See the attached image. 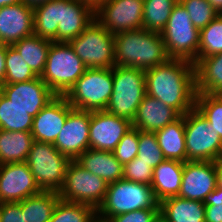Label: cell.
Listing matches in <instances>:
<instances>
[{
	"mask_svg": "<svg viewBox=\"0 0 222 222\" xmlns=\"http://www.w3.org/2000/svg\"><path fill=\"white\" fill-rule=\"evenodd\" d=\"M187 161L222 159V139L194 107L184 115Z\"/></svg>",
	"mask_w": 222,
	"mask_h": 222,
	"instance_id": "10",
	"label": "cell"
},
{
	"mask_svg": "<svg viewBox=\"0 0 222 222\" xmlns=\"http://www.w3.org/2000/svg\"><path fill=\"white\" fill-rule=\"evenodd\" d=\"M84 4L90 6L94 11H96L104 2L109 0H79Z\"/></svg>",
	"mask_w": 222,
	"mask_h": 222,
	"instance_id": "46",
	"label": "cell"
},
{
	"mask_svg": "<svg viewBox=\"0 0 222 222\" xmlns=\"http://www.w3.org/2000/svg\"><path fill=\"white\" fill-rule=\"evenodd\" d=\"M34 117L25 109L14 105L0 91V129L5 131L31 132Z\"/></svg>",
	"mask_w": 222,
	"mask_h": 222,
	"instance_id": "31",
	"label": "cell"
},
{
	"mask_svg": "<svg viewBox=\"0 0 222 222\" xmlns=\"http://www.w3.org/2000/svg\"><path fill=\"white\" fill-rule=\"evenodd\" d=\"M7 47V44L3 40L2 36L0 35V49H5Z\"/></svg>",
	"mask_w": 222,
	"mask_h": 222,
	"instance_id": "50",
	"label": "cell"
},
{
	"mask_svg": "<svg viewBox=\"0 0 222 222\" xmlns=\"http://www.w3.org/2000/svg\"><path fill=\"white\" fill-rule=\"evenodd\" d=\"M95 19V11L79 0H60V23L57 42H69L78 37Z\"/></svg>",
	"mask_w": 222,
	"mask_h": 222,
	"instance_id": "20",
	"label": "cell"
},
{
	"mask_svg": "<svg viewBox=\"0 0 222 222\" xmlns=\"http://www.w3.org/2000/svg\"><path fill=\"white\" fill-rule=\"evenodd\" d=\"M34 34L57 42V28L60 23V0H50L33 9Z\"/></svg>",
	"mask_w": 222,
	"mask_h": 222,
	"instance_id": "30",
	"label": "cell"
},
{
	"mask_svg": "<svg viewBox=\"0 0 222 222\" xmlns=\"http://www.w3.org/2000/svg\"><path fill=\"white\" fill-rule=\"evenodd\" d=\"M179 3L186 9L193 25L199 30L219 15L207 0H179Z\"/></svg>",
	"mask_w": 222,
	"mask_h": 222,
	"instance_id": "38",
	"label": "cell"
},
{
	"mask_svg": "<svg viewBox=\"0 0 222 222\" xmlns=\"http://www.w3.org/2000/svg\"><path fill=\"white\" fill-rule=\"evenodd\" d=\"M112 77L113 92L105 110L132 122L138 106L146 95L145 70L114 66Z\"/></svg>",
	"mask_w": 222,
	"mask_h": 222,
	"instance_id": "6",
	"label": "cell"
},
{
	"mask_svg": "<svg viewBox=\"0 0 222 222\" xmlns=\"http://www.w3.org/2000/svg\"><path fill=\"white\" fill-rule=\"evenodd\" d=\"M180 116L172 107L146 94L137 108L132 127L144 132H156Z\"/></svg>",
	"mask_w": 222,
	"mask_h": 222,
	"instance_id": "21",
	"label": "cell"
},
{
	"mask_svg": "<svg viewBox=\"0 0 222 222\" xmlns=\"http://www.w3.org/2000/svg\"><path fill=\"white\" fill-rule=\"evenodd\" d=\"M146 208H159L151 186L121 179L108 184L105 199L97 209V218L107 221L111 217Z\"/></svg>",
	"mask_w": 222,
	"mask_h": 222,
	"instance_id": "3",
	"label": "cell"
},
{
	"mask_svg": "<svg viewBox=\"0 0 222 222\" xmlns=\"http://www.w3.org/2000/svg\"><path fill=\"white\" fill-rule=\"evenodd\" d=\"M179 0H144L142 28L161 33Z\"/></svg>",
	"mask_w": 222,
	"mask_h": 222,
	"instance_id": "32",
	"label": "cell"
},
{
	"mask_svg": "<svg viewBox=\"0 0 222 222\" xmlns=\"http://www.w3.org/2000/svg\"><path fill=\"white\" fill-rule=\"evenodd\" d=\"M154 169L135 157L132 161L123 165V179L151 185Z\"/></svg>",
	"mask_w": 222,
	"mask_h": 222,
	"instance_id": "40",
	"label": "cell"
},
{
	"mask_svg": "<svg viewBox=\"0 0 222 222\" xmlns=\"http://www.w3.org/2000/svg\"><path fill=\"white\" fill-rule=\"evenodd\" d=\"M0 222H25V213H22L21 201L0 203Z\"/></svg>",
	"mask_w": 222,
	"mask_h": 222,
	"instance_id": "43",
	"label": "cell"
},
{
	"mask_svg": "<svg viewBox=\"0 0 222 222\" xmlns=\"http://www.w3.org/2000/svg\"><path fill=\"white\" fill-rule=\"evenodd\" d=\"M132 128L126 118L107 112L92 111L89 125V148L113 151L122 137Z\"/></svg>",
	"mask_w": 222,
	"mask_h": 222,
	"instance_id": "15",
	"label": "cell"
},
{
	"mask_svg": "<svg viewBox=\"0 0 222 222\" xmlns=\"http://www.w3.org/2000/svg\"><path fill=\"white\" fill-rule=\"evenodd\" d=\"M75 161L85 170L101 177L107 184L123 179V165L112 151L89 148Z\"/></svg>",
	"mask_w": 222,
	"mask_h": 222,
	"instance_id": "23",
	"label": "cell"
},
{
	"mask_svg": "<svg viewBox=\"0 0 222 222\" xmlns=\"http://www.w3.org/2000/svg\"><path fill=\"white\" fill-rule=\"evenodd\" d=\"M216 12L222 14V0H207Z\"/></svg>",
	"mask_w": 222,
	"mask_h": 222,
	"instance_id": "48",
	"label": "cell"
},
{
	"mask_svg": "<svg viewBox=\"0 0 222 222\" xmlns=\"http://www.w3.org/2000/svg\"><path fill=\"white\" fill-rule=\"evenodd\" d=\"M222 52V14H219L206 27L200 30L198 57L196 65L202 58Z\"/></svg>",
	"mask_w": 222,
	"mask_h": 222,
	"instance_id": "33",
	"label": "cell"
},
{
	"mask_svg": "<svg viewBox=\"0 0 222 222\" xmlns=\"http://www.w3.org/2000/svg\"><path fill=\"white\" fill-rule=\"evenodd\" d=\"M196 93L222 92V52L202 58L195 65Z\"/></svg>",
	"mask_w": 222,
	"mask_h": 222,
	"instance_id": "26",
	"label": "cell"
},
{
	"mask_svg": "<svg viewBox=\"0 0 222 222\" xmlns=\"http://www.w3.org/2000/svg\"><path fill=\"white\" fill-rule=\"evenodd\" d=\"M137 157L153 169L165 160L162 150L158 145L155 132L139 130V145Z\"/></svg>",
	"mask_w": 222,
	"mask_h": 222,
	"instance_id": "37",
	"label": "cell"
},
{
	"mask_svg": "<svg viewBox=\"0 0 222 222\" xmlns=\"http://www.w3.org/2000/svg\"><path fill=\"white\" fill-rule=\"evenodd\" d=\"M50 0H21L22 3H24L26 6L34 9L37 8L39 6H41L42 4L47 3Z\"/></svg>",
	"mask_w": 222,
	"mask_h": 222,
	"instance_id": "47",
	"label": "cell"
},
{
	"mask_svg": "<svg viewBox=\"0 0 222 222\" xmlns=\"http://www.w3.org/2000/svg\"><path fill=\"white\" fill-rule=\"evenodd\" d=\"M217 187L222 188V159L215 161Z\"/></svg>",
	"mask_w": 222,
	"mask_h": 222,
	"instance_id": "45",
	"label": "cell"
},
{
	"mask_svg": "<svg viewBox=\"0 0 222 222\" xmlns=\"http://www.w3.org/2000/svg\"><path fill=\"white\" fill-rule=\"evenodd\" d=\"M144 0H109L96 11L98 20L110 33L141 29Z\"/></svg>",
	"mask_w": 222,
	"mask_h": 222,
	"instance_id": "12",
	"label": "cell"
},
{
	"mask_svg": "<svg viewBox=\"0 0 222 222\" xmlns=\"http://www.w3.org/2000/svg\"><path fill=\"white\" fill-rule=\"evenodd\" d=\"M165 159L187 161L184 115L155 132Z\"/></svg>",
	"mask_w": 222,
	"mask_h": 222,
	"instance_id": "25",
	"label": "cell"
},
{
	"mask_svg": "<svg viewBox=\"0 0 222 222\" xmlns=\"http://www.w3.org/2000/svg\"><path fill=\"white\" fill-rule=\"evenodd\" d=\"M216 187L215 161L184 162L179 197L203 202Z\"/></svg>",
	"mask_w": 222,
	"mask_h": 222,
	"instance_id": "16",
	"label": "cell"
},
{
	"mask_svg": "<svg viewBox=\"0 0 222 222\" xmlns=\"http://www.w3.org/2000/svg\"><path fill=\"white\" fill-rule=\"evenodd\" d=\"M33 141L31 132L0 129V165L26 162Z\"/></svg>",
	"mask_w": 222,
	"mask_h": 222,
	"instance_id": "27",
	"label": "cell"
},
{
	"mask_svg": "<svg viewBox=\"0 0 222 222\" xmlns=\"http://www.w3.org/2000/svg\"><path fill=\"white\" fill-rule=\"evenodd\" d=\"M69 44L87 68L115 66L114 34L96 19Z\"/></svg>",
	"mask_w": 222,
	"mask_h": 222,
	"instance_id": "8",
	"label": "cell"
},
{
	"mask_svg": "<svg viewBox=\"0 0 222 222\" xmlns=\"http://www.w3.org/2000/svg\"><path fill=\"white\" fill-rule=\"evenodd\" d=\"M51 43V40L32 34L14 43L12 46L25 60L31 70L37 76H41L45 68Z\"/></svg>",
	"mask_w": 222,
	"mask_h": 222,
	"instance_id": "28",
	"label": "cell"
},
{
	"mask_svg": "<svg viewBox=\"0 0 222 222\" xmlns=\"http://www.w3.org/2000/svg\"><path fill=\"white\" fill-rule=\"evenodd\" d=\"M74 108L64 95H56L33 119V140L54 143Z\"/></svg>",
	"mask_w": 222,
	"mask_h": 222,
	"instance_id": "18",
	"label": "cell"
},
{
	"mask_svg": "<svg viewBox=\"0 0 222 222\" xmlns=\"http://www.w3.org/2000/svg\"><path fill=\"white\" fill-rule=\"evenodd\" d=\"M91 112L73 109L53 145L71 160H76L89 149Z\"/></svg>",
	"mask_w": 222,
	"mask_h": 222,
	"instance_id": "14",
	"label": "cell"
},
{
	"mask_svg": "<svg viewBox=\"0 0 222 222\" xmlns=\"http://www.w3.org/2000/svg\"><path fill=\"white\" fill-rule=\"evenodd\" d=\"M5 63L4 84L22 83L38 77L13 46L6 47Z\"/></svg>",
	"mask_w": 222,
	"mask_h": 222,
	"instance_id": "35",
	"label": "cell"
},
{
	"mask_svg": "<svg viewBox=\"0 0 222 222\" xmlns=\"http://www.w3.org/2000/svg\"><path fill=\"white\" fill-rule=\"evenodd\" d=\"M115 66L148 70L167 62L168 56L161 33L143 28L114 35Z\"/></svg>",
	"mask_w": 222,
	"mask_h": 222,
	"instance_id": "2",
	"label": "cell"
},
{
	"mask_svg": "<svg viewBox=\"0 0 222 222\" xmlns=\"http://www.w3.org/2000/svg\"><path fill=\"white\" fill-rule=\"evenodd\" d=\"M0 91L16 106L23 108L26 112L35 117L56 94L37 78L22 83L4 84Z\"/></svg>",
	"mask_w": 222,
	"mask_h": 222,
	"instance_id": "17",
	"label": "cell"
},
{
	"mask_svg": "<svg viewBox=\"0 0 222 222\" xmlns=\"http://www.w3.org/2000/svg\"><path fill=\"white\" fill-rule=\"evenodd\" d=\"M195 107L222 139V97L220 94L196 93Z\"/></svg>",
	"mask_w": 222,
	"mask_h": 222,
	"instance_id": "36",
	"label": "cell"
},
{
	"mask_svg": "<svg viewBox=\"0 0 222 222\" xmlns=\"http://www.w3.org/2000/svg\"><path fill=\"white\" fill-rule=\"evenodd\" d=\"M72 160L61 154L53 143L34 140L26 163L42 191L59 192Z\"/></svg>",
	"mask_w": 222,
	"mask_h": 222,
	"instance_id": "7",
	"label": "cell"
},
{
	"mask_svg": "<svg viewBox=\"0 0 222 222\" xmlns=\"http://www.w3.org/2000/svg\"><path fill=\"white\" fill-rule=\"evenodd\" d=\"M41 192L26 162L0 165V203L20 202Z\"/></svg>",
	"mask_w": 222,
	"mask_h": 222,
	"instance_id": "13",
	"label": "cell"
},
{
	"mask_svg": "<svg viewBox=\"0 0 222 222\" xmlns=\"http://www.w3.org/2000/svg\"><path fill=\"white\" fill-rule=\"evenodd\" d=\"M158 215L159 208H146L111 217L106 222H153Z\"/></svg>",
	"mask_w": 222,
	"mask_h": 222,
	"instance_id": "42",
	"label": "cell"
},
{
	"mask_svg": "<svg viewBox=\"0 0 222 222\" xmlns=\"http://www.w3.org/2000/svg\"><path fill=\"white\" fill-rule=\"evenodd\" d=\"M97 211L89 205L59 199L49 222H93Z\"/></svg>",
	"mask_w": 222,
	"mask_h": 222,
	"instance_id": "34",
	"label": "cell"
},
{
	"mask_svg": "<svg viewBox=\"0 0 222 222\" xmlns=\"http://www.w3.org/2000/svg\"><path fill=\"white\" fill-rule=\"evenodd\" d=\"M153 222H167V221L163 217L158 215L157 218Z\"/></svg>",
	"mask_w": 222,
	"mask_h": 222,
	"instance_id": "51",
	"label": "cell"
},
{
	"mask_svg": "<svg viewBox=\"0 0 222 222\" xmlns=\"http://www.w3.org/2000/svg\"><path fill=\"white\" fill-rule=\"evenodd\" d=\"M60 196L58 192L42 191L21 201L25 222H49Z\"/></svg>",
	"mask_w": 222,
	"mask_h": 222,
	"instance_id": "29",
	"label": "cell"
},
{
	"mask_svg": "<svg viewBox=\"0 0 222 222\" xmlns=\"http://www.w3.org/2000/svg\"><path fill=\"white\" fill-rule=\"evenodd\" d=\"M159 215L167 222H205V205L197 200L169 197L159 203Z\"/></svg>",
	"mask_w": 222,
	"mask_h": 222,
	"instance_id": "24",
	"label": "cell"
},
{
	"mask_svg": "<svg viewBox=\"0 0 222 222\" xmlns=\"http://www.w3.org/2000/svg\"><path fill=\"white\" fill-rule=\"evenodd\" d=\"M146 94L185 115L195 107V65L184 59L167 62L145 70Z\"/></svg>",
	"mask_w": 222,
	"mask_h": 222,
	"instance_id": "1",
	"label": "cell"
},
{
	"mask_svg": "<svg viewBox=\"0 0 222 222\" xmlns=\"http://www.w3.org/2000/svg\"><path fill=\"white\" fill-rule=\"evenodd\" d=\"M6 48L0 49V87L4 85V78H5V70H6Z\"/></svg>",
	"mask_w": 222,
	"mask_h": 222,
	"instance_id": "44",
	"label": "cell"
},
{
	"mask_svg": "<svg viewBox=\"0 0 222 222\" xmlns=\"http://www.w3.org/2000/svg\"><path fill=\"white\" fill-rule=\"evenodd\" d=\"M139 145V130L132 127L119 141L112 151L115 158L122 164H126L137 157Z\"/></svg>",
	"mask_w": 222,
	"mask_h": 222,
	"instance_id": "39",
	"label": "cell"
},
{
	"mask_svg": "<svg viewBox=\"0 0 222 222\" xmlns=\"http://www.w3.org/2000/svg\"><path fill=\"white\" fill-rule=\"evenodd\" d=\"M21 3V0H0V8L3 6L15 5Z\"/></svg>",
	"mask_w": 222,
	"mask_h": 222,
	"instance_id": "49",
	"label": "cell"
},
{
	"mask_svg": "<svg viewBox=\"0 0 222 222\" xmlns=\"http://www.w3.org/2000/svg\"><path fill=\"white\" fill-rule=\"evenodd\" d=\"M108 184L72 160L59 190L60 199L92 206L96 211L103 203Z\"/></svg>",
	"mask_w": 222,
	"mask_h": 222,
	"instance_id": "11",
	"label": "cell"
},
{
	"mask_svg": "<svg viewBox=\"0 0 222 222\" xmlns=\"http://www.w3.org/2000/svg\"><path fill=\"white\" fill-rule=\"evenodd\" d=\"M32 34H34L32 8L22 2L0 8V35L7 46H12Z\"/></svg>",
	"mask_w": 222,
	"mask_h": 222,
	"instance_id": "19",
	"label": "cell"
},
{
	"mask_svg": "<svg viewBox=\"0 0 222 222\" xmlns=\"http://www.w3.org/2000/svg\"><path fill=\"white\" fill-rule=\"evenodd\" d=\"M184 162L165 159L153 171L151 188L158 203L178 196L180 191Z\"/></svg>",
	"mask_w": 222,
	"mask_h": 222,
	"instance_id": "22",
	"label": "cell"
},
{
	"mask_svg": "<svg viewBox=\"0 0 222 222\" xmlns=\"http://www.w3.org/2000/svg\"><path fill=\"white\" fill-rule=\"evenodd\" d=\"M86 69L69 42L52 41L40 78L56 95H65Z\"/></svg>",
	"mask_w": 222,
	"mask_h": 222,
	"instance_id": "4",
	"label": "cell"
},
{
	"mask_svg": "<svg viewBox=\"0 0 222 222\" xmlns=\"http://www.w3.org/2000/svg\"><path fill=\"white\" fill-rule=\"evenodd\" d=\"M93 222H106V221L96 218L93 220Z\"/></svg>",
	"mask_w": 222,
	"mask_h": 222,
	"instance_id": "52",
	"label": "cell"
},
{
	"mask_svg": "<svg viewBox=\"0 0 222 222\" xmlns=\"http://www.w3.org/2000/svg\"><path fill=\"white\" fill-rule=\"evenodd\" d=\"M112 92V68H87L64 96L74 109L92 112L105 110Z\"/></svg>",
	"mask_w": 222,
	"mask_h": 222,
	"instance_id": "5",
	"label": "cell"
},
{
	"mask_svg": "<svg viewBox=\"0 0 222 222\" xmlns=\"http://www.w3.org/2000/svg\"><path fill=\"white\" fill-rule=\"evenodd\" d=\"M205 222H222V188L216 187L205 197Z\"/></svg>",
	"mask_w": 222,
	"mask_h": 222,
	"instance_id": "41",
	"label": "cell"
},
{
	"mask_svg": "<svg viewBox=\"0 0 222 222\" xmlns=\"http://www.w3.org/2000/svg\"><path fill=\"white\" fill-rule=\"evenodd\" d=\"M161 36L170 58L191 62L197 59L200 30L193 25L186 9L179 2L172 9Z\"/></svg>",
	"mask_w": 222,
	"mask_h": 222,
	"instance_id": "9",
	"label": "cell"
}]
</instances>
